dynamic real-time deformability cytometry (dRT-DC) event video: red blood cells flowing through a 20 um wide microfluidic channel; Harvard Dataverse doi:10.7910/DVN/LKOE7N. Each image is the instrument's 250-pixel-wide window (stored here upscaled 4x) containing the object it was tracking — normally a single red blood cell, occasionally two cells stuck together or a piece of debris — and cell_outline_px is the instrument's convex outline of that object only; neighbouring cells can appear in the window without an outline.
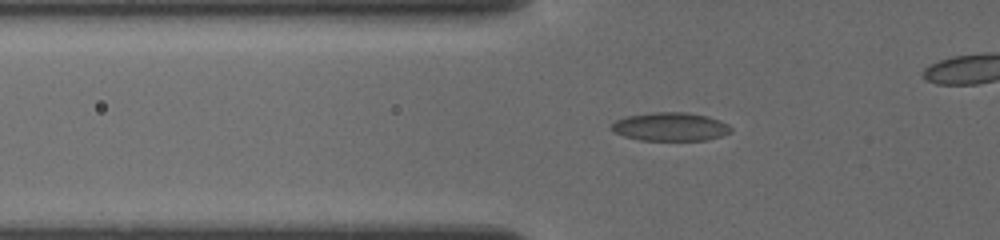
{"species": "common noctule bat (a hibernating species)", "species_latin": "Nyctalus noctula", "temperature_condition": "cold", "stored_images_in_passage": 67, "camera_frame_rate_fps": 3000, "um_per_image_px": 0.085, "animal": {"sex": "female", "body_mass_g": 19.5, "forearm_length_mm": 54.1}, "frame": {"image": 1, "passage_image": 28, "time_ms": 6.667, "image_size_px": [1000, 240], "cell_outline_px": [[732, 132], [708, 140], [640, 140], [624, 136], [616, 132], [612, 128], [612, 124], [616, 120], [624, 116], [652, 112], [684, 112], [708, 116], [728, 124], [732, 128]], "centroid_in_image_um": [57.0, 10.76], "position_along_channel_um": 68.8, "area_um2": 19.77}}
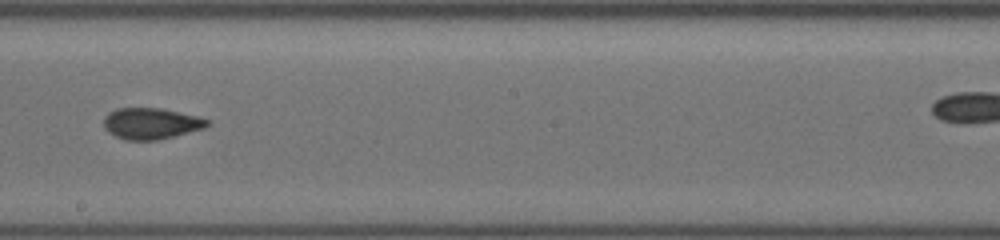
{"frame": {"image": 2, "passage_image": 50, "time_ms": 11.0, "image_size_px": [1000, 240], "cell_outline_px": [[212, 124], [204, 128], [156, 140], [124, 140], [108, 132], [104, 128], [104, 116], [108, 112], [116, 108], [160, 108], [200, 116], [208, 120]], "centroid_in_image_um": [12.83, 10.48], "position_along_channel_um": 235.4, "area_um2": 18.9}}
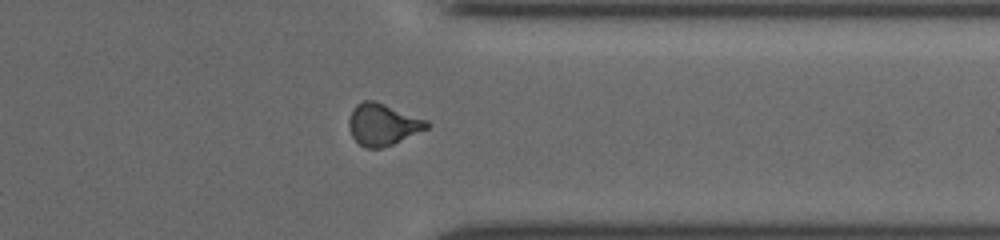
{"frame": {"image": 3, "passage_image": 63, "time_ms": 14.667, "image_size_px": [1000, 240], "cell_outline_px": [[432, 124], [428, 128], [392, 144], [380, 148], [368, 148], [360, 144], [352, 136], [348, 124], [348, 120], [352, 108], [356, 104], [364, 100], [376, 100], [428, 120]], "centroid_in_image_um": [32.54, 10.55], "position_along_channel_um": 378.9, "area_um2": 19.02}}